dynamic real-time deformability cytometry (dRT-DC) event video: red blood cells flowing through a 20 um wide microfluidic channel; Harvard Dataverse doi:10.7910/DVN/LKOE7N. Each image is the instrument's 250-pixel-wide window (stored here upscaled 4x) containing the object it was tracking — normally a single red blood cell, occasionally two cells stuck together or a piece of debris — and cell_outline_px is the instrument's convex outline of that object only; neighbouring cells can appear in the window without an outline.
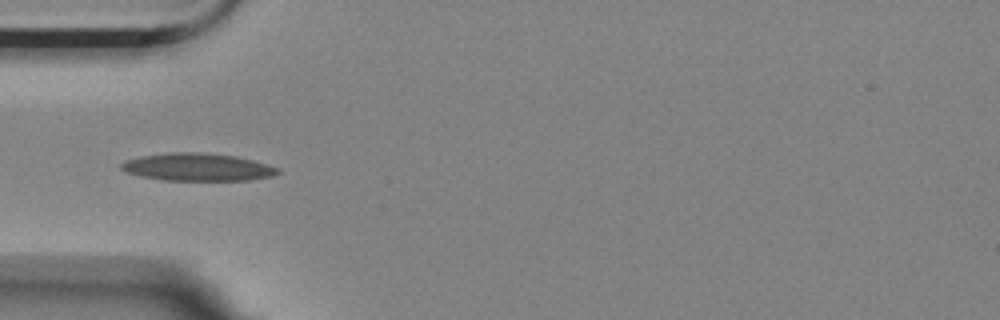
{"species": "Egyptian fruit bat (a non-hibernating species)", "species_latin": "Rousettus aegyptiacus", "temperature_condition": "room temperature", "stored_images_in_passage": 40, "camera_frame_rate_fps": 3000, "um_per_image_px": 0.085, "animal": {"sex": "female"}, "frame": {"image": 1, "passage_image": 1, "time_ms": 0.0, "image_size_px": [1000, 320], "cell_outline_px": [[280, 172], [272, 176], [248, 180], [164, 180], [140, 176], [128, 172], [120, 168], [120, 164], [124, 160], [140, 156], [172, 152], [200, 152], [236, 156], [268, 164], [280, 168]], "centroid_in_image_um": [16.79, 14.2], "position_along_channel_um": 68.2, "area_um2": 25.2}}
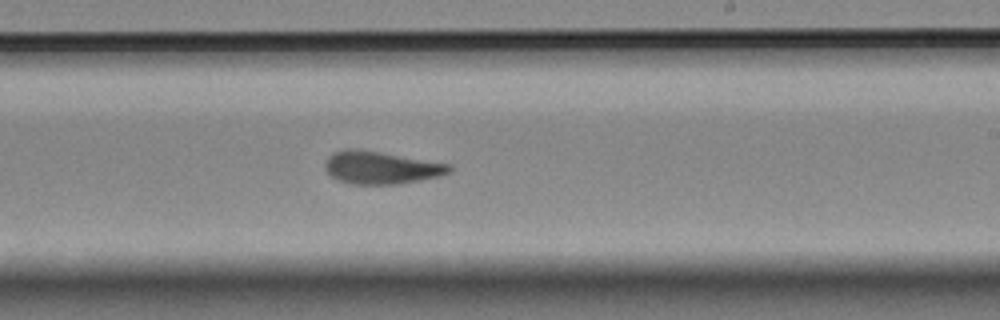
{"frame": {"image": 2, "passage_image": 17, "time_ms": 5.333, "image_size_px": [1000, 320], "cell_outline_px": [[452, 172], [440, 176], [420, 180], [396, 184], [348, 184], [332, 176], [324, 168], [324, 164], [328, 156], [336, 152], [348, 148], [352, 148], [380, 152], [452, 164]], "centroid_in_image_um": [32.41, 14.25], "position_along_channel_um": 256.6, "area_um2": 23.58}}
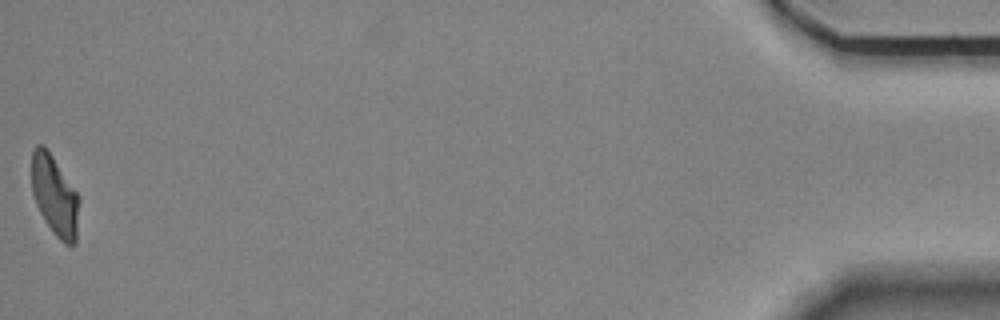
{"frame": {"image": 3, "passage_image": 40, "time_ms": 13.0, "image_size_px": [1000, 320], "cell_outline_px": [[80, 200], [76, 244], [72, 248], [64, 244], [52, 232], [44, 220], [36, 204], [32, 192], [32, 152], [36, 144], [44, 144], [48, 148], [80, 196]], "centroid_in_image_um": [4.68, 16.64], "position_along_channel_um": 430.5, "area_um2": 22.83}, "authors_computed_cell_mechanics": {"area_um2": 23.4668, "velocity_mm_per_s": 3.5188, "shape_relaxation_time_tau1_ms": 9.6078, "shape_relaxation_time_tau2_ms": 2.0216, "deformation_change_tau1": 0.224, "deformation_change_tau2": 0.0958}}